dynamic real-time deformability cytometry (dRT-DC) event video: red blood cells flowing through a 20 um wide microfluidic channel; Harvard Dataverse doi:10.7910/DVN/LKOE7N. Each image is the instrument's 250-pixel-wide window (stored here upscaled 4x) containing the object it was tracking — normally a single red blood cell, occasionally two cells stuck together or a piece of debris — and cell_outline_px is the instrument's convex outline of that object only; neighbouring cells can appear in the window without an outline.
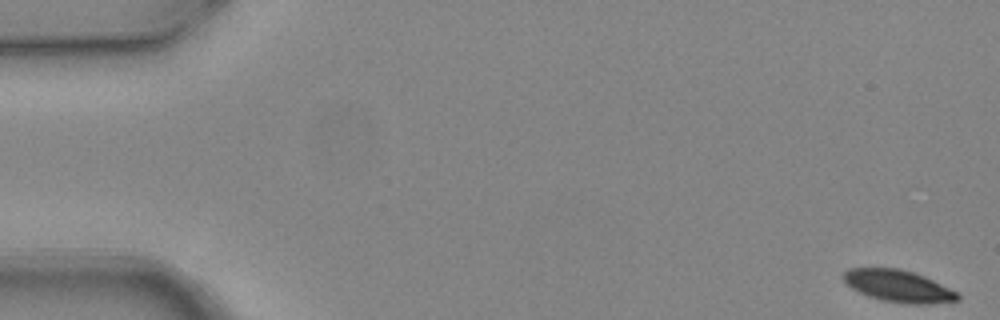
{"species": "common noctule bat (a hibernating species)", "species_latin": "Nyctalus noctula", "temperature_condition": "warm", "stored_images_in_passage": 5, "camera_frame_rate_fps": 3000, "um_per_image_px": 0.085, "animal": {"sex": "female", "body_mass_g": 24.6, "forearm_length_mm": 56.2}, "frame": {"image": 1, "passage_image": 1, "time_ms": 0.0, "image_size_px": [1000, 320], "cell_outline_px": [[960, 300], [932, 304], [900, 304], [868, 296], [852, 288], [840, 276], [848, 268], [900, 268], [924, 276], [960, 292]], "centroid_in_image_um": [76.4, 24.32], "position_along_channel_um": 8.6, "area_um2": 21.5}}
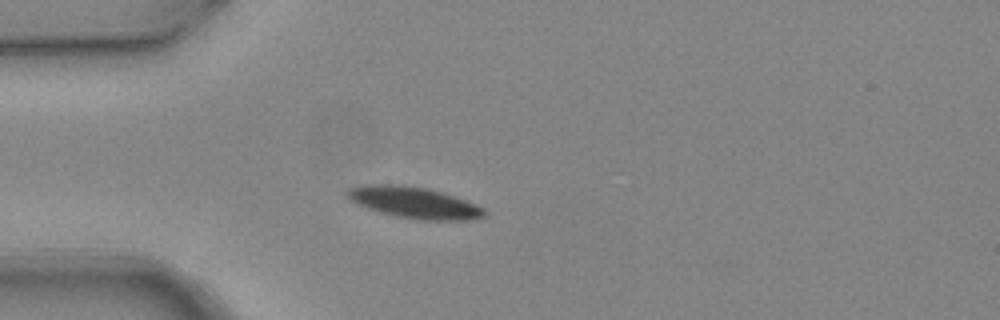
{"frame": {"image": 2, "passage_image": 5, "time_ms": 1.333, "image_size_px": [1000, 320], "cell_outline_px": [[484, 216], [476, 220], [420, 220], [396, 216], [368, 208], [356, 204], [348, 200], [344, 196], [344, 192], [348, 188], [368, 184], [396, 184], [428, 188], [476, 204], [484, 208]], "centroid_in_image_um": [35.14, 17.22], "position_along_channel_um": 49.9, "area_um2": 25.09}}